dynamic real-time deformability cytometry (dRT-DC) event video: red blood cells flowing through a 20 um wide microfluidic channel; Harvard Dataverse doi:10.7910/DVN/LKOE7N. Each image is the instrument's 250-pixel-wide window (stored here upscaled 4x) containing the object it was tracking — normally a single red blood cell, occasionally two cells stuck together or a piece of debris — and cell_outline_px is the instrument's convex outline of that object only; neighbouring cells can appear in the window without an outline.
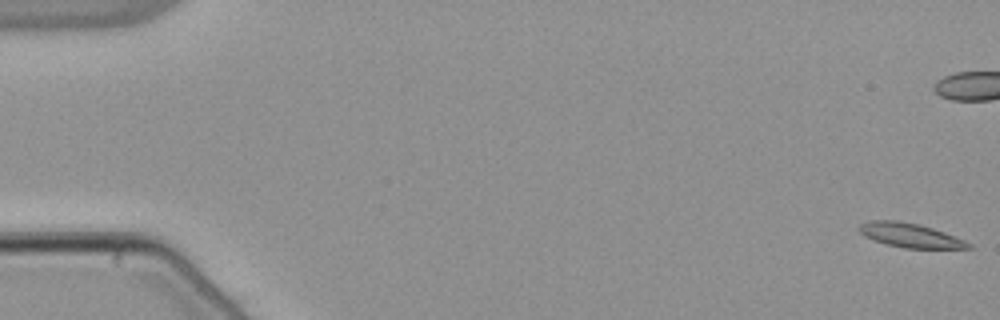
{"species": "common noctule bat (a hibernating species)", "species_latin": "Nyctalus noctula", "temperature_condition": "warm", "stored_images_in_passage": 56, "camera_frame_rate_fps": 3000, "um_per_image_px": 0.085, "animal": {"sex": "male", "body_mass_g": 21.5, "forearm_length_mm": 52.0}, "frame": {"image": 1, "passage_image": 1, "time_ms": 0.0, "image_size_px": [1000, 320], "cell_outline_px": [[972, 248], [904, 248], [888, 244], [864, 236], [856, 228], [860, 224], [872, 220], [896, 220], [916, 224], [932, 228], [944, 232], [964, 240], [972, 244]], "centroid_in_image_um": [77.34, 19.99], "position_along_channel_um": 7.7, "area_um2": 15.14}}
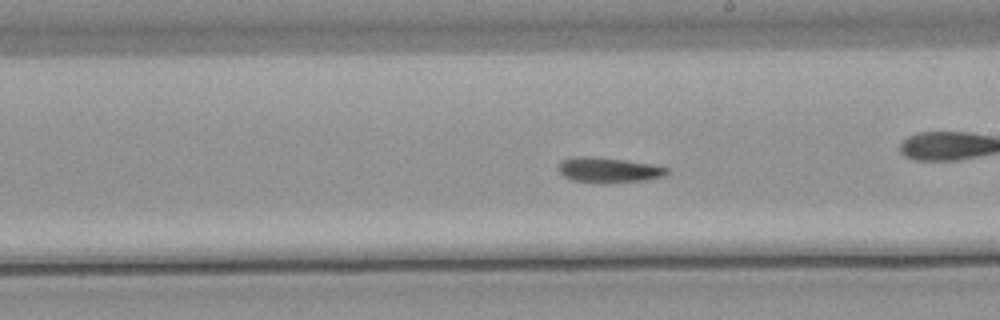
{"frame": {"image": 2, "passage_image": 32, "time_ms": 10.333, "image_size_px": [1000, 320], "cell_outline_px": [[668, 172], [664, 176], [648, 180], [608, 184], [604, 184], [572, 180], [564, 176], [556, 168], [560, 160], [580, 156], [592, 156], [624, 160], [652, 164], [668, 168]], "centroid_in_image_um": [51.71, 14.46], "position_along_channel_um": 237.3, "area_um2": 16.24}}